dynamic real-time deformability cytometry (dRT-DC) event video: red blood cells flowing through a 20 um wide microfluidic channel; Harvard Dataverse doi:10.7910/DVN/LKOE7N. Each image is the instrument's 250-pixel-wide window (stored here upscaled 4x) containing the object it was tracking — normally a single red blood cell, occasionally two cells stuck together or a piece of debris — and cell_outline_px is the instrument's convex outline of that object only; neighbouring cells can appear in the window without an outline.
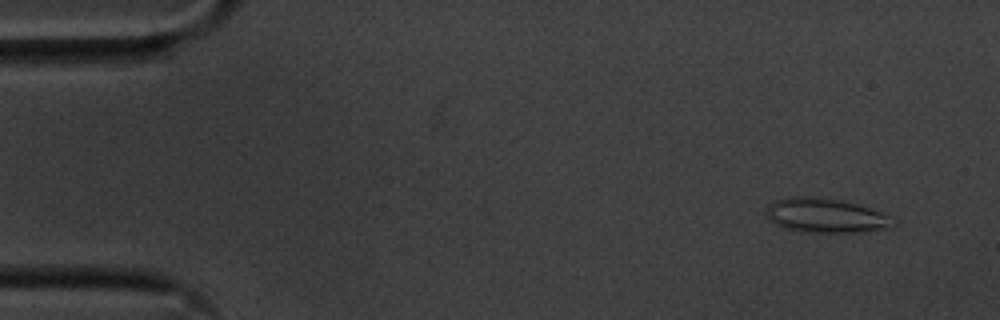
{"species": "common noctule bat (a hibernating species)", "species_latin": "Nyctalus noctula", "temperature_condition": "cold", "stored_images_in_passage": 54, "camera_frame_rate_fps": 3000, "um_per_image_px": 0.085, "animal": {"sex": "male", "body_mass_g": 20.1, "forearm_length_mm": 53.5}, "frame": {"image": 1, "passage_image": 3, "time_ms": 0.667, "image_size_px": [1000, 320], "cell_outline_px": [[888, 216], [884, 228], [868, 232], [804, 232], [788, 228], [776, 224], [768, 220], [768, 204], [776, 200], [788, 196], [812, 196], [840, 200], [856, 204], [880, 212]], "centroid_in_image_um": [70.05, 18.3], "position_along_channel_um": 15.0, "area_um2": 24.62}}
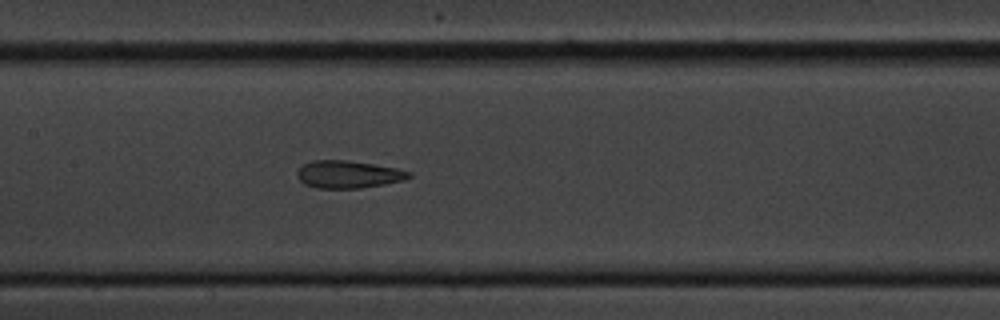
{"frame": {"image": 2, "passage_image": 25, "time_ms": 8.0, "image_size_px": [1000, 320], "cell_outline_px": [[412, 176], [404, 180], [384, 184], [360, 188], [316, 188], [304, 184], [296, 176], [296, 172], [304, 164], [312, 160], [348, 160], [400, 168], [412, 172]], "centroid_in_image_um": [29.62, 14.81], "position_along_channel_um": 177.8, "area_um2": 18.09}}
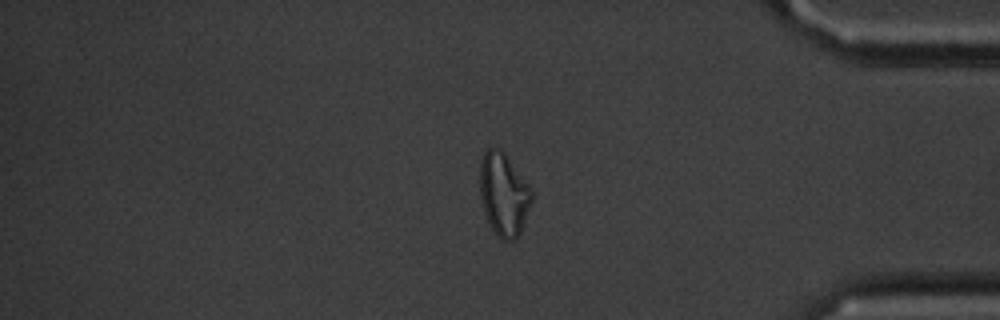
{"frame": {"image": 3, "passage_image": 45, "time_ms": 14.667, "image_size_px": [1000, 320], "cell_outline_px": [[532, 200], [520, 232], [512, 240], [500, 240], [496, 236], [484, 212], [480, 196], [480, 160], [484, 152], [488, 148], [500, 148], [504, 152], [528, 184], [532, 192]], "centroid_in_image_um": [42.79, 16.5], "position_along_channel_um": 392.4, "area_um2": 24.8}, "authors_computed_cell_mechanics": {"area_um2": 20.8658, "velocity_mm_per_s": 3.602, "shape_relaxation_time_tau1_ms": null, "shape_relaxation_time_tau2_ms": 1.7839, "deformation_change_tau1": null, "deformation_change_tau2": 0.0776}}